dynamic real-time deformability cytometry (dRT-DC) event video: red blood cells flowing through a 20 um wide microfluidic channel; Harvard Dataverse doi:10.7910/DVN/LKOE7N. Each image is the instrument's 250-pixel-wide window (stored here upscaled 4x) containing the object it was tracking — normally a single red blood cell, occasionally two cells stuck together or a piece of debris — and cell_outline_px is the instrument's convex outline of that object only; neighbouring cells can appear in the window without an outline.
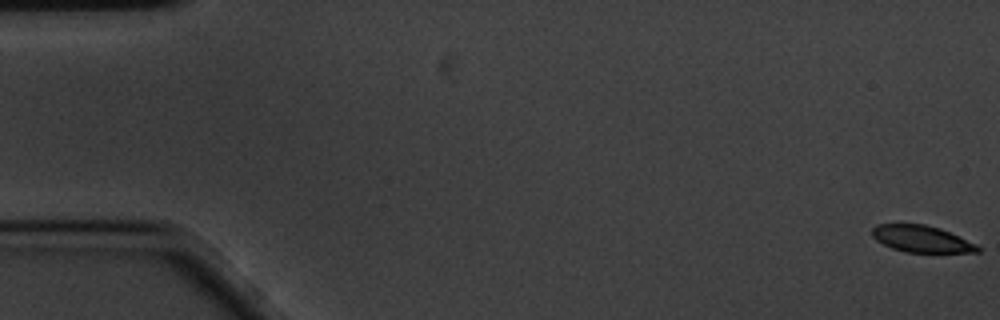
{"species": "common noctule bat (a hibernating species)", "species_latin": "Nyctalus noctula", "temperature_condition": "cold", "stored_images_in_passage": 59, "camera_frame_rate_fps": 3000, "um_per_image_px": 0.085, "animal": {"sex": "male", "body_mass_g": 20.1, "forearm_length_mm": 53.5}, "frame": {"image": 1, "passage_image": 1, "time_ms": 0.0, "image_size_px": [1000, 320], "cell_outline_px": [[980, 252], [904, 252], [892, 248], [876, 240], [872, 236], [872, 228], [876, 224], [924, 224], [940, 228], [976, 244], [980, 248]], "centroid_in_image_um": [78.3, 20.3], "position_along_channel_um": 6.7, "area_um2": 16.3}}
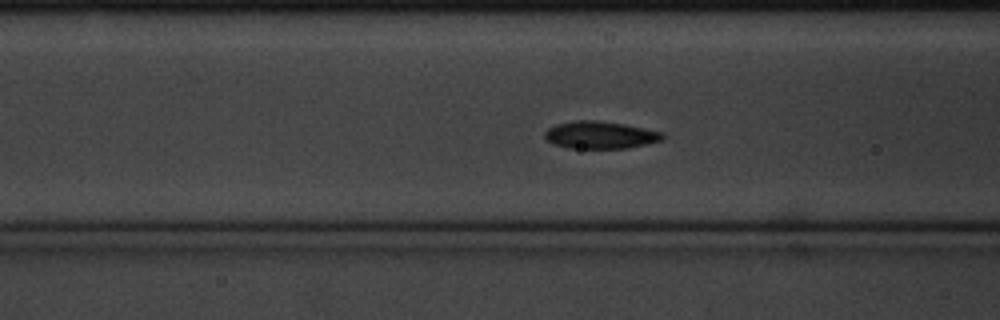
{"frame": {"image": 2, "passage_image": 23, "time_ms": 7.333, "image_size_px": [1000, 320], "cell_outline_px": [[664, 136], [660, 140], [628, 148], [568, 148], [552, 144], [544, 140], [544, 132], [548, 128], [556, 124], [576, 120], [596, 120], [624, 124], [644, 128], [660, 132]], "centroid_in_image_um": [50.92, 11.47], "position_along_channel_um": 115.7, "area_um2": 18.73}}
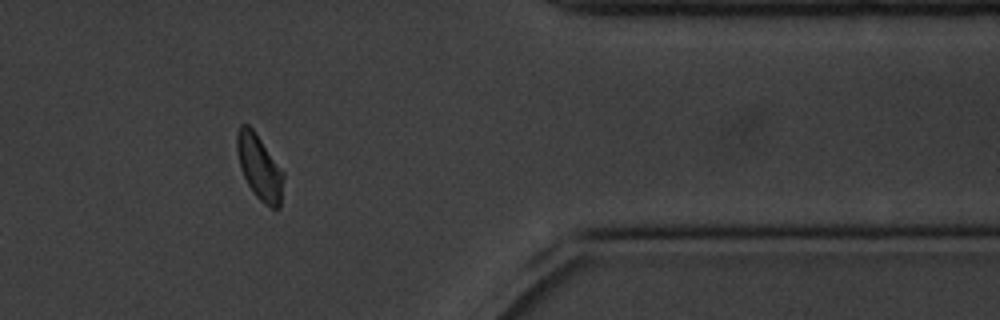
{"frame": {"image": 3, "passage_image": 49, "time_ms": 16.0, "image_size_px": [1000, 320], "cell_outline_px": [[284, 176], [280, 208], [272, 208], [264, 204], [256, 196], [248, 184], [244, 176], [240, 164], [236, 148], [236, 132], [240, 124], [248, 124], [252, 128], [284, 172]], "centroid_in_image_um": [22.05, 14.21], "position_along_channel_um": 389.3, "area_um2": 17.46}, "authors_computed_cell_mechanics": {"area_um2": 18.0914, "velocity_mm_per_s": 3.3992, "shape_relaxation_time_tau1_ms": 2.0867, "shape_relaxation_time_tau2_ms": 2.3831, "deformation_change_tau1": 0.0853, "deformation_change_tau2": 0.0592}}